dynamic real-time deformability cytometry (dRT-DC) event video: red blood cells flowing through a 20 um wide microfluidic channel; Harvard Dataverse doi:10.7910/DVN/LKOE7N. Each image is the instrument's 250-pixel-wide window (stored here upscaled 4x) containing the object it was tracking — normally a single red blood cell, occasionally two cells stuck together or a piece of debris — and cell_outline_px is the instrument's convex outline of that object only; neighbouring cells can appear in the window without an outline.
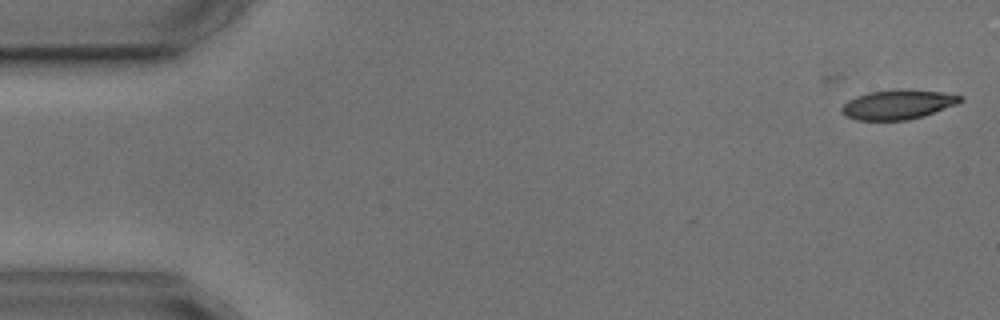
{"species": "common noctule bat (a hibernating species)", "species_latin": "Nyctalus noctula", "temperature_condition": "cold", "stored_images_in_passage": 6, "camera_frame_rate_fps": 3000, "um_per_image_px": 0.085, "animal": {"sex": "male", "body_mass_g": 17.9, "forearm_length_mm": 54.2}, "frame": {"image": 1, "passage_image": 2, "time_ms": 1.333, "image_size_px": [1000, 320], "cell_outline_px": [[964, 100], [956, 104], [924, 116], [908, 120], [856, 120], [844, 116], [840, 112], [840, 108], [848, 100], [856, 96], [868, 92], [892, 88], [904, 88], [940, 92], [964, 96]], "centroid_in_image_um": [76.29, 8.87], "position_along_channel_um": 8.7, "area_um2": 20.81}}
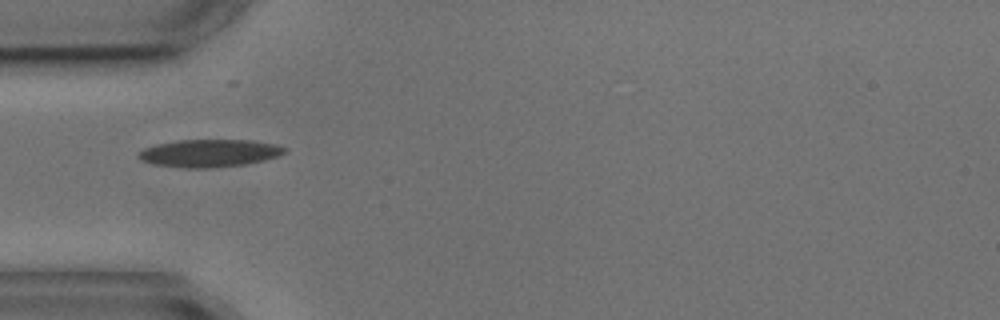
{"frame": {"image": 2, "passage_image": 5, "time_ms": 6.333, "image_size_px": [1000, 320], "cell_outline_px": [[288, 152], [264, 160], [244, 164], [208, 168], [188, 168], [152, 164], [140, 160], [136, 156], [136, 152], [144, 148], [156, 144], [180, 140], [252, 140], [276, 144], [288, 148]], "centroid_in_image_um": [17.78, 13.01], "position_along_channel_um": 67.2, "area_um2": 23.64}}